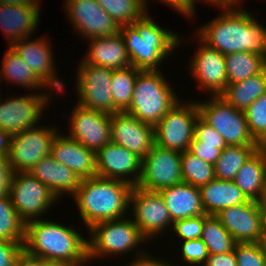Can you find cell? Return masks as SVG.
<instances>
[{"mask_svg": "<svg viewBox=\"0 0 266 266\" xmlns=\"http://www.w3.org/2000/svg\"><path fill=\"white\" fill-rule=\"evenodd\" d=\"M130 205L133 206V222L146 241L158 233H164V229L171 225L169 211L158 191L135 186L130 194Z\"/></svg>", "mask_w": 266, "mask_h": 266, "instance_id": "4fadbf2b", "label": "cell"}, {"mask_svg": "<svg viewBox=\"0 0 266 266\" xmlns=\"http://www.w3.org/2000/svg\"><path fill=\"white\" fill-rule=\"evenodd\" d=\"M249 131L260 146H266V92L244 111Z\"/></svg>", "mask_w": 266, "mask_h": 266, "instance_id": "74e56055", "label": "cell"}, {"mask_svg": "<svg viewBox=\"0 0 266 266\" xmlns=\"http://www.w3.org/2000/svg\"><path fill=\"white\" fill-rule=\"evenodd\" d=\"M25 223L15 210L10 196L0 198V240L24 245Z\"/></svg>", "mask_w": 266, "mask_h": 266, "instance_id": "8d00e7d4", "label": "cell"}, {"mask_svg": "<svg viewBox=\"0 0 266 266\" xmlns=\"http://www.w3.org/2000/svg\"><path fill=\"white\" fill-rule=\"evenodd\" d=\"M227 85L243 81L266 68V58L253 52H235L225 55Z\"/></svg>", "mask_w": 266, "mask_h": 266, "instance_id": "f546056e", "label": "cell"}, {"mask_svg": "<svg viewBox=\"0 0 266 266\" xmlns=\"http://www.w3.org/2000/svg\"><path fill=\"white\" fill-rule=\"evenodd\" d=\"M261 244L263 246V249L266 253V223H265V226H264V229H263V237H262V240H261Z\"/></svg>", "mask_w": 266, "mask_h": 266, "instance_id": "9f6ffc18", "label": "cell"}, {"mask_svg": "<svg viewBox=\"0 0 266 266\" xmlns=\"http://www.w3.org/2000/svg\"><path fill=\"white\" fill-rule=\"evenodd\" d=\"M266 92V68L259 74L237 83L228 84L219 95L235 109H245Z\"/></svg>", "mask_w": 266, "mask_h": 266, "instance_id": "f1b7e54d", "label": "cell"}, {"mask_svg": "<svg viewBox=\"0 0 266 266\" xmlns=\"http://www.w3.org/2000/svg\"><path fill=\"white\" fill-rule=\"evenodd\" d=\"M71 139L97 152L111 142V114L76 105L71 113Z\"/></svg>", "mask_w": 266, "mask_h": 266, "instance_id": "9a60e30c", "label": "cell"}, {"mask_svg": "<svg viewBox=\"0 0 266 266\" xmlns=\"http://www.w3.org/2000/svg\"><path fill=\"white\" fill-rule=\"evenodd\" d=\"M140 69L133 66L112 70L111 91L114 103V113L125 112L132 100L135 80Z\"/></svg>", "mask_w": 266, "mask_h": 266, "instance_id": "d6a6232c", "label": "cell"}, {"mask_svg": "<svg viewBox=\"0 0 266 266\" xmlns=\"http://www.w3.org/2000/svg\"><path fill=\"white\" fill-rule=\"evenodd\" d=\"M201 47L196 51L191 62V73L213 96H219L227 86L225 55L209 47L201 39Z\"/></svg>", "mask_w": 266, "mask_h": 266, "instance_id": "ffe728a7", "label": "cell"}, {"mask_svg": "<svg viewBox=\"0 0 266 266\" xmlns=\"http://www.w3.org/2000/svg\"><path fill=\"white\" fill-rule=\"evenodd\" d=\"M146 3V0H144ZM163 3L169 4L176 11L184 14L186 17H191L195 14V6L189 0H161Z\"/></svg>", "mask_w": 266, "mask_h": 266, "instance_id": "7dc6e473", "label": "cell"}, {"mask_svg": "<svg viewBox=\"0 0 266 266\" xmlns=\"http://www.w3.org/2000/svg\"><path fill=\"white\" fill-rule=\"evenodd\" d=\"M182 182L181 152L154 144L142 159L141 175L136 187L159 192Z\"/></svg>", "mask_w": 266, "mask_h": 266, "instance_id": "9c48e42d", "label": "cell"}, {"mask_svg": "<svg viewBox=\"0 0 266 266\" xmlns=\"http://www.w3.org/2000/svg\"><path fill=\"white\" fill-rule=\"evenodd\" d=\"M15 266H42V259L31 256L23 250L18 256Z\"/></svg>", "mask_w": 266, "mask_h": 266, "instance_id": "f907efd6", "label": "cell"}, {"mask_svg": "<svg viewBox=\"0 0 266 266\" xmlns=\"http://www.w3.org/2000/svg\"><path fill=\"white\" fill-rule=\"evenodd\" d=\"M240 0H207L208 3H211L212 5H219L221 8H224L223 10H236V6L239 4Z\"/></svg>", "mask_w": 266, "mask_h": 266, "instance_id": "816d5d0a", "label": "cell"}, {"mask_svg": "<svg viewBox=\"0 0 266 266\" xmlns=\"http://www.w3.org/2000/svg\"><path fill=\"white\" fill-rule=\"evenodd\" d=\"M48 98L46 92L9 98L4 103L0 99V128L13 136L37 126L44 107L49 105Z\"/></svg>", "mask_w": 266, "mask_h": 266, "instance_id": "2e32d148", "label": "cell"}, {"mask_svg": "<svg viewBox=\"0 0 266 266\" xmlns=\"http://www.w3.org/2000/svg\"><path fill=\"white\" fill-rule=\"evenodd\" d=\"M169 211L172 224L178 220L206 214L199 188L182 182L159 191Z\"/></svg>", "mask_w": 266, "mask_h": 266, "instance_id": "cb8c5ba5", "label": "cell"}, {"mask_svg": "<svg viewBox=\"0 0 266 266\" xmlns=\"http://www.w3.org/2000/svg\"><path fill=\"white\" fill-rule=\"evenodd\" d=\"M0 4L6 5H39L37 0H0Z\"/></svg>", "mask_w": 266, "mask_h": 266, "instance_id": "db71d44e", "label": "cell"}, {"mask_svg": "<svg viewBox=\"0 0 266 266\" xmlns=\"http://www.w3.org/2000/svg\"><path fill=\"white\" fill-rule=\"evenodd\" d=\"M131 61L140 70H158V65L179 46L177 34L156 24L148 11L131 25L120 26Z\"/></svg>", "mask_w": 266, "mask_h": 266, "instance_id": "277c9868", "label": "cell"}, {"mask_svg": "<svg viewBox=\"0 0 266 266\" xmlns=\"http://www.w3.org/2000/svg\"><path fill=\"white\" fill-rule=\"evenodd\" d=\"M189 151L212 165H215L222 152L221 149L217 148V145L202 144V141L195 136L190 143Z\"/></svg>", "mask_w": 266, "mask_h": 266, "instance_id": "7bdbcfd3", "label": "cell"}, {"mask_svg": "<svg viewBox=\"0 0 266 266\" xmlns=\"http://www.w3.org/2000/svg\"><path fill=\"white\" fill-rule=\"evenodd\" d=\"M194 136L202 141V144L217 145L222 151L227 147L223 137L200 116L195 123Z\"/></svg>", "mask_w": 266, "mask_h": 266, "instance_id": "b9f144b4", "label": "cell"}, {"mask_svg": "<svg viewBox=\"0 0 266 266\" xmlns=\"http://www.w3.org/2000/svg\"><path fill=\"white\" fill-rule=\"evenodd\" d=\"M199 190L202 205L207 215H216L225 208L249 201L234 180L213 179L200 187Z\"/></svg>", "mask_w": 266, "mask_h": 266, "instance_id": "4316f807", "label": "cell"}, {"mask_svg": "<svg viewBox=\"0 0 266 266\" xmlns=\"http://www.w3.org/2000/svg\"><path fill=\"white\" fill-rule=\"evenodd\" d=\"M200 116L196 102H178L154 127L155 144L160 147L185 152L189 150Z\"/></svg>", "mask_w": 266, "mask_h": 266, "instance_id": "ba28073f", "label": "cell"}, {"mask_svg": "<svg viewBox=\"0 0 266 266\" xmlns=\"http://www.w3.org/2000/svg\"><path fill=\"white\" fill-rule=\"evenodd\" d=\"M66 1L65 9L72 25L88 40L120 32V26L101 8L97 0Z\"/></svg>", "mask_w": 266, "mask_h": 266, "instance_id": "e0dca14e", "label": "cell"}, {"mask_svg": "<svg viewBox=\"0 0 266 266\" xmlns=\"http://www.w3.org/2000/svg\"><path fill=\"white\" fill-rule=\"evenodd\" d=\"M5 53L2 61L3 68L0 69V81L1 77H3L4 79L6 78L5 80L15 82L26 88L40 89L41 87H47L11 46Z\"/></svg>", "mask_w": 266, "mask_h": 266, "instance_id": "4dcf8cb0", "label": "cell"}, {"mask_svg": "<svg viewBox=\"0 0 266 266\" xmlns=\"http://www.w3.org/2000/svg\"><path fill=\"white\" fill-rule=\"evenodd\" d=\"M90 48L80 64H91L112 70L131 66L124 39L119 32L113 36L89 39Z\"/></svg>", "mask_w": 266, "mask_h": 266, "instance_id": "603a6c76", "label": "cell"}, {"mask_svg": "<svg viewBox=\"0 0 266 266\" xmlns=\"http://www.w3.org/2000/svg\"><path fill=\"white\" fill-rule=\"evenodd\" d=\"M15 171L9 159H0V198L10 196V189Z\"/></svg>", "mask_w": 266, "mask_h": 266, "instance_id": "f6af8a7d", "label": "cell"}, {"mask_svg": "<svg viewBox=\"0 0 266 266\" xmlns=\"http://www.w3.org/2000/svg\"><path fill=\"white\" fill-rule=\"evenodd\" d=\"M193 5H194V3H195V1H197V2H200V1H205V2H207V0H189Z\"/></svg>", "mask_w": 266, "mask_h": 266, "instance_id": "6f0895ef", "label": "cell"}, {"mask_svg": "<svg viewBox=\"0 0 266 266\" xmlns=\"http://www.w3.org/2000/svg\"><path fill=\"white\" fill-rule=\"evenodd\" d=\"M84 263H76L64 260H47L42 259V266H81Z\"/></svg>", "mask_w": 266, "mask_h": 266, "instance_id": "f5cc1de1", "label": "cell"}, {"mask_svg": "<svg viewBox=\"0 0 266 266\" xmlns=\"http://www.w3.org/2000/svg\"><path fill=\"white\" fill-rule=\"evenodd\" d=\"M132 261L133 262L129 263L128 266H173L168 261L164 262V260L162 261V259L158 260L154 257L152 258L151 256H149V254L147 256L145 252L139 253L138 256L136 255V258Z\"/></svg>", "mask_w": 266, "mask_h": 266, "instance_id": "c3c4849f", "label": "cell"}, {"mask_svg": "<svg viewBox=\"0 0 266 266\" xmlns=\"http://www.w3.org/2000/svg\"><path fill=\"white\" fill-rule=\"evenodd\" d=\"M141 164L142 159L139 156L112 142L96 152L98 177L122 180L134 187L140 179ZM125 176L131 177L127 179Z\"/></svg>", "mask_w": 266, "mask_h": 266, "instance_id": "ac0fdd59", "label": "cell"}, {"mask_svg": "<svg viewBox=\"0 0 266 266\" xmlns=\"http://www.w3.org/2000/svg\"><path fill=\"white\" fill-rule=\"evenodd\" d=\"M10 198L20 219L26 224L45 214L57 197L29 172H15Z\"/></svg>", "mask_w": 266, "mask_h": 266, "instance_id": "30bf717a", "label": "cell"}, {"mask_svg": "<svg viewBox=\"0 0 266 266\" xmlns=\"http://www.w3.org/2000/svg\"><path fill=\"white\" fill-rule=\"evenodd\" d=\"M111 142L143 159L155 144L154 126L142 123L126 112L111 114Z\"/></svg>", "mask_w": 266, "mask_h": 266, "instance_id": "d6986e66", "label": "cell"}, {"mask_svg": "<svg viewBox=\"0 0 266 266\" xmlns=\"http://www.w3.org/2000/svg\"><path fill=\"white\" fill-rule=\"evenodd\" d=\"M23 252L21 242L0 240V266H15L18 256Z\"/></svg>", "mask_w": 266, "mask_h": 266, "instance_id": "ee69618b", "label": "cell"}, {"mask_svg": "<svg viewBox=\"0 0 266 266\" xmlns=\"http://www.w3.org/2000/svg\"><path fill=\"white\" fill-rule=\"evenodd\" d=\"M29 173L45 184L59 198L62 193L75 194L81 179L67 166L49 154L42 158Z\"/></svg>", "mask_w": 266, "mask_h": 266, "instance_id": "484cf974", "label": "cell"}, {"mask_svg": "<svg viewBox=\"0 0 266 266\" xmlns=\"http://www.w3.org/2000/svg\"><path fill=\"white\" fill-rule=\"evenodd\" d=\"M203 266H237L234 250L223 254H209Z\"/></svg>", "mask_w": 266, "mask_h": 266, "instance_id": "bcb514c9", "label": "cell"}, {"mask_svg": "<svg viewBox=\"0 0 266 266\" xmlns=\"http://www.w3.org/2000/svg\"><path fill=\"white\" fill-rule=\"evenodd\" d=\"M197 102L200 117L213 127L227 146H260L252 137L244 111L235 109L220 96Z\"/></svg>", "mask_w": 266, "mask_h": 266, "instance_id": "52a82bcc", "label": "cell"}, {"mask_svg": "<svg viewBox=\"0 0 266 266\" xmlns=\"http://www.w3.org/2000/svg\"><path fill=\"white\" fill-rule=\"evenodd\" d=\"M258 203L266 221V185L264 186V189L262 191V196L259 199Z\"/></svg>", "mask_w": 266, "mask_h": 266, "instance_id": "11a10c76", "label": "cell"}, {"mask_svg": "<svg viewBox=\"0 0 266 266\" xmlns=\"http://www.w3.org/2000/svg\"><path fill=\"white\" fill-rule=\"evenodd\" d=\"M260 146H227L217 159L215 179L234 180L237 172Z\"/></svg>", "mask_w": 266, "mask_h": 266, "instance_id": "1f68e13d", "label": "cell"}, {"mask_svg": "<svg viewBox=\"0 0 266 266\" xmlns=\"http://www.w3.org/2000/svg\"><path fill=\"white\" fill-rule=\"evenodd\" d=\"M101 8L119 25H131L147 12L144 0H97Z\"/></svg>", "mask_w": 266, "mask_h": 266, "instance_id": "e575fe53", "label": "cell"}, {"mask_svg": "<svg viewBox=\"0 0 266 266\" xmlns=\"http://www.w3.org/2000/svg\"><path fill=\"white\" fill-rule=\"evenodd\" d=\"M27 40V41H26ZM49 44V45H48ZM11 47L18 53L20 58L26 63L34 74L47 86L48 88H55L54 90L65 89L61 80L57 79L55 74V66L53 63V55L50 43L43 37L30 41L24 38L20 41L14 42Z\"/></svg>", "mask_w": 266, "mask_h": 266, "instance_id": "44dd1931", "label": "cell"}, {"mask_svg": "<svg viewBox=\"0 0 266 266\" xmlns=\"http://www.w3.org/2000/svg\"><path fill=\"white\" fill-rule=\"evenodd\" d=\"M182 258L185 262L202 266L209 256L208 249L201 238L183 241L181 248Z\"/></svg>", "mask_w": 266, "mask_h": 266, "instance_id": "60d3db41", "label": "cell"}, {"mask_svg": "<svg viewBox=\"0 0 266 266\" xmlns=\"http://www.w3.org/2000/svg\"><path fill=\"white\" fill-rule=\"evenodd\" d=\"M39 5H6L0 4V26L10 46L35 32L40 17Z\"/></svg>", "mask_w": 266, "mask_h": 266, "instance_id": "d4e9b609", "label": "cell"}, {"mask_svg": "<svg viewBox=\"0 0 266 266\" xmlns=\"http://www.w3.org/2000/svg\"><path fill=\"white\" fill-rule=\"evenodd\" d=\"M198 38L224 55L247 51L266 58V27L241 8L224 10L200 27Z\"/></svg>", "mask_w": 266, "mask_h": 266, "instance_id": "6da1fadb", "label": "cell"}, {"mask_svg": "<svg viewBox=\"0 0 266 266\" xmlns=\"http://www.w3.org/2000/svg\"><path fill=\"white\" fill-rule=\"evenodd\" d=\"M74 228L35 219L25 224L23 250L34 257L47 260L88 262V243Z\"/></svg>", "mask_w": 266, "mask_h": 266, "instance_id": "7a4b0ae2", "label": "cell"}, {"mask_svg": "<svg viewBox=\"0 0 266 266\" xmlns=\"http://www.w3.org/2000/svg\"><path fill=\"white\" fill-rule=\"evenodd\" d=\"M160 70H140L127 114L142 123L156 126L178 102V97Z\"/></svg>", "mask_w": 266, "mask_h": 266, "instance_id": "5b68a950", "label": "cell"}, {"mask_svg": "<svg viewBox=\"0 0 266 266\" xmlns=\"http://www.w3.org/2000/svg\"><path fill=\"white\" fill-rule=\"evenodd\" d=\"M234 254L237 266H266V253L261 242L236 243Z\"/></svg>", "mask_w": 266, "mask_h": 266, "instance_id": "f35d334b", "label": "cell"}, {"mask_svg": "<svg viewBox=\"0 0 266 266\" xmlns=\"http://www.w3.org/2000/svg\"><path fill=\"white\" fill-rule=\"evenodd\" d=\"M88 260L109 254H122L137 248L146 239L140 233L133 219H116L96 223L89 228Z\"/></svg>", "mask_w": 266, "mask_h": 266, "instance_id": "8992f818", "label": "cell"}, {"mask_svg": "<svg viewBox=\"0 0 266 266\" xmlns=\"http://www.w3.org/2000/svg\"><path fill=\"white\" fill-rule=\"evenodd\" d=\"M205 222V214L197 217L186 218L174 222L171 226L178 238L183 241L201 238Z\"/></svg>", "mask_w": 266, "mask_h": 266, "instance_id": "ab89813d", "label": "cell"}, {"mask_svg": "<svg viewBox=\"0 0 266 266\" xmlns=\"http://www.w3.org/2000/svg\"><path fill=\"white\" fill-rule=\"evenodd\" d=\"M248 200L258 202L266 185V146H260L239 169L234 179Z\"/></svg>", "mask_w": 266, "mask_h": 266, "instance_id": "83f0119b", "label": "cell"}, {"mask_svg": "<svg viewBox=\"0 0 266 266\" xmlns=\"http://www.w3.org/2000/svg\"><path fill=\"white\" fill-rule=\"evenodd\" d=\"M54 159L70 168L80 179L97 176L96 152L68 137L57 135L51 144Z\"/></svg>", "mask_w": 266, "mask_h": 266, "instance_id": "7402d4cb", "label": "cell"}, {"mask_svg": "<svg viewBox=\"0 0 266 266\" xmlns=\"http://www.w3.org/2000/svg\"><path fill=\"white\" fill-rule=\"evenodd\" d=\"M12 135L0 128V159L9 157L11 150Z\"/></svg>", "mask_w": 266, "mask_h": 266, "instance_id": "681fc988", "label": "cell"}, {"mask_svg": "<svg viewBox=\"0 0 266 266\" xmlns=\"http://www.w3.org/2000/svg\"><path fill=\"white\" fill-rule=\"evenodd\" d=\"M58 130L33 127L12 136L9 162L15 172H29L42 158L51 154V144Z\"/></svg>", "mask_w": 266, "mask_h": 266, "instance_id": "8fae6325", "label": "cell"}, {"mask_svg": "<svg viewBox=\"0 0 266 266\" xmlns=\"http://www.w3.org/2000/svg\"><path fill=\"white\" fill-rule=\"evenodd\" d=\"M133 187L122 180L98 176L81 179L73 197L88 229L96 223L123 218Z\"/></svg>", "mask_w": 266, "mask_h": 266, "instance_id": "3957f363", "label": "cell"}, {"mask_svg": "<svg viewBox=\"0 0 266 266\" xmlns=\"http://www.w3.org/2000/svg\"><path fill=\"white\" fill-rule=\"evenodd\" d=\"M77 91L78 105L86 109L114 114L111 91L112 69L91 64H79Z\"/></svg>", "mask_w": 266, "mask_h": 266, "instance_id": "7c38bea8", "label": "cell"}, {"mask_svg": "<svg viewBox=\"0 0 266 266\" xmlns=\"http://www.w3.org/2000/svg\"><path fill=\"white\" fill-rule=\"evenodd\" d=\"M183 182L200 188L215 179L214 165L205 162L189 150L181 152Z\"/></svg>", "mask_w": 266, "mask_h": 266, "instance_id": "d590c367", "label": "cell"}, {"mask_svg": "<svg viewBox=\"0 0 266 266\" xmlns=\"http://www.w3.org/2000/svg\"><path fill=\"white\" fill-rule=\"evenodd\" d=\"M209 254H223L234 250L236 244L232 235L224 228L215 215L205 214L201 235Z\"/></svg>", "mask_w": 266, "mask_h": 266, "instance_id": "836d02e7", "label": "cell"}, {"mask_svg": "<svg viewBox=\"0 0 266 266\" xmlns=\"http://www.w3.org/2000/svg\"><path fill=\"white\" fill-rule=\"evenodd\" d=\"M215 216L236 243L261 242L266 221L258 202L249 200L225 208Z\"/></svg>", "mask_w": 266, "mask_h": 266, "instance_id": "5bb4252c", "label": "cell"}]
</instances>
